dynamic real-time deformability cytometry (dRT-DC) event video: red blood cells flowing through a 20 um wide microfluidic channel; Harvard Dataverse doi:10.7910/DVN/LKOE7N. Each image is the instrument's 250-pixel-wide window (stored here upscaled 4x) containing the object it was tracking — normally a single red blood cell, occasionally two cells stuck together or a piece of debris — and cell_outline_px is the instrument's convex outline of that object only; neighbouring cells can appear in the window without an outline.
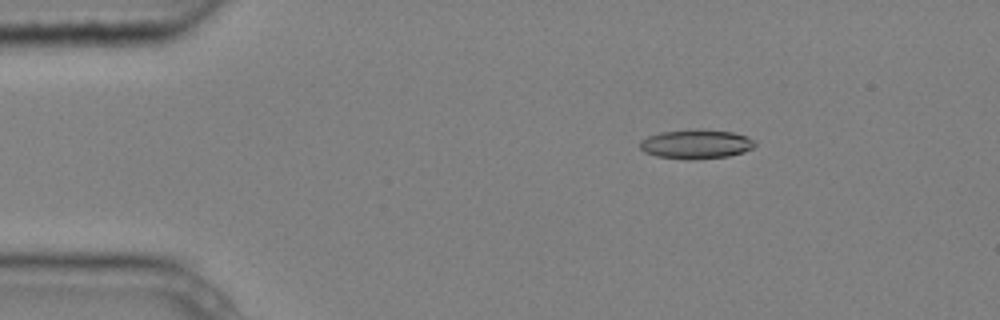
{"species": "common noctule bat (a hibernating species)", "species_latin": "Nyctalus noctula", "temperature_condition": "cold", "stored_images_in_passage": 4, "camera_frame_rate_fps": 3000, "um_per_image_px": 0.085, "animal": {"sex": "male", "body_mass_g": 20.4}, "frame": {"image": 1, "passage_image": 2, "time_ms": 0.333, "image_size_px": [1000, 320], "cell_outline_px": [[756, 144], [752, 148], [744, 152], [728, 156], [656, 156], [644, 152], [640, 148], [640, 140], [648, 136], [660, 132], [732, 132], [748, 136], [756, 140]], "centroid_in_image_um": [59.2, 12.24], "position_along_channel_um": 25.8, "area_um2": 17.8}}